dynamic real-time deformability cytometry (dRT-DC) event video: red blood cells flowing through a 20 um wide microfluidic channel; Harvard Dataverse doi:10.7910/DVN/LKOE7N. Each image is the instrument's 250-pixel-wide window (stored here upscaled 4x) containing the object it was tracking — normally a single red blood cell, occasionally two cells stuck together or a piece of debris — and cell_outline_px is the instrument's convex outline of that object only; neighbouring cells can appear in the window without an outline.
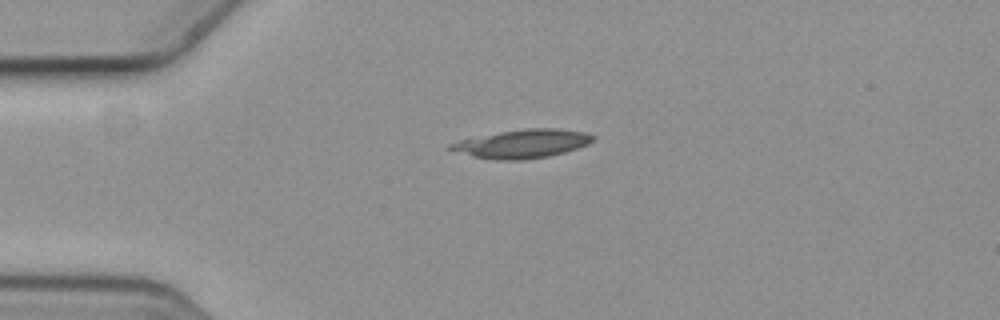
{"species": "common noctule bat (a hibernating species)", "species_latin": "Nyctalus noctula", "temperature_condition": "cold", "stored_images_in_passage": 3, "camera_frame_rate_fps": 3000, "um_per_image_px": 0.085, "animal": {"sex": "female", "body_mass_g": 19.3, "forearm_length_mm": 54.1}, "frame": {"image": 1, "passage_image": 3, "time_ms": 0.667, "image_size_px": [1000, 320], "cell_outline_px": [[596, 136], [588, 144], [564, 152], [548, 156], [524, 160], [496, 160], [472, 156], [444, 148], [448, 144], [460, 140], [500, 132], [524, 128], [556, 128], [584, 132]], "centroid_in_image_um": [44.37, 12.22], "position_along_channel_um": 40.6, "area_um2": 23.58}}